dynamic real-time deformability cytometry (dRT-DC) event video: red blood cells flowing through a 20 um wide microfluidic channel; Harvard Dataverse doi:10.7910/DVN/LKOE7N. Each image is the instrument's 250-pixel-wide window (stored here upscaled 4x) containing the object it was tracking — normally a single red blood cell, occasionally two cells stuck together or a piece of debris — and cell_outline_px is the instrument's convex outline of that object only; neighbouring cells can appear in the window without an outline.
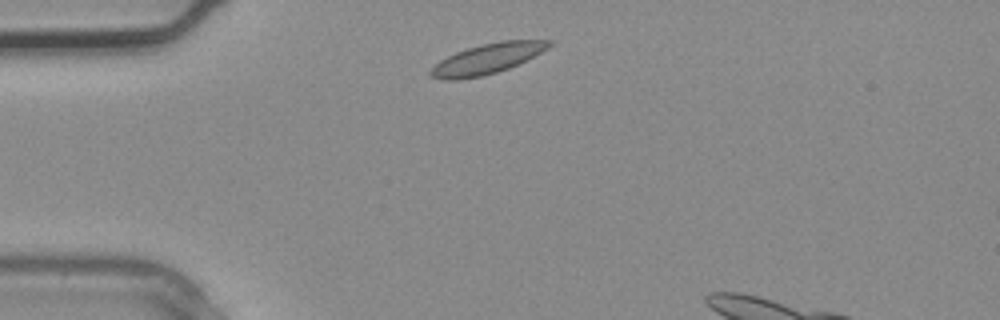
{"species": "common noctule bat (a hibernating species)", "species_latin": "Nyctalus noctula", "temperature_condition": "warm", "stored_images_in_passage": 2, "segment_of_instrument_passage": [2, 2], "camera_frame_rate_fps": 3000, "um_per_image_px": 0.085, "animal": {"sex": "male", "body_mass_g": 20.4}, "frame": {"image": 1, "passage_image": 2, "time_ms": 0.333, "image_size_px": [1000, 320], "cell_outline_px": [[556, 40], [548, 48], [508, 68], [496, 72], [480, 76], [452, 80], [444, 80], [428, 76], [428, 72], [440, 60], [456, 52], [480, 44], [500, 40]], "centroid_in_image_um": [41.38, 4.98], "position_along_channel_um": 43.6, "area_um2": 20.58}}